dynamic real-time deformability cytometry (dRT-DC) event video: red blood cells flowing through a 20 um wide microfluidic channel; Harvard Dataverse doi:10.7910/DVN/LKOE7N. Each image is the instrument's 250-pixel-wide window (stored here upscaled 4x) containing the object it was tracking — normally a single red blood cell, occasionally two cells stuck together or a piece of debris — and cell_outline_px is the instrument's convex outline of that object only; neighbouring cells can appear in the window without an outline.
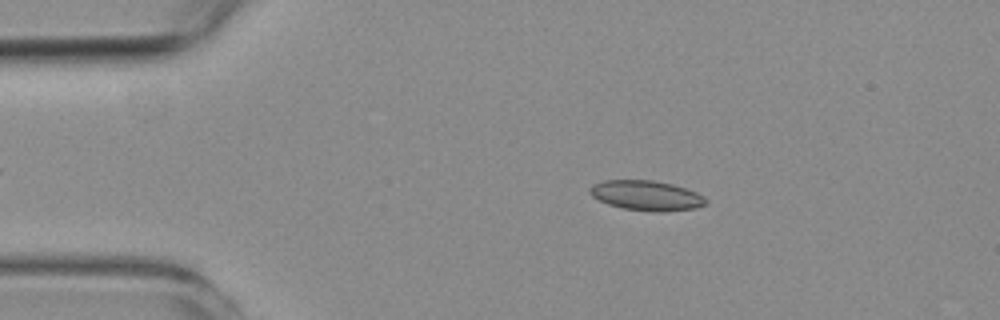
{"species": "common noctule bat (a hibernating species)", "species_latin": "Nyctalus noctula", "temperature_condition": "room temperature", "stored_images_in_passage": 47, "camera_frame_rate_fps": 3000, "um_per_image_px": 0.085, "animal": {"sex": "female", "body_mass_g": 19.3, "forearm_length_mm": 54.1}, "frame": {"image": 1, "passage_image": 3, "time_ms": 0.667, "image_size_px": [1000, 320], "cell_outline_px": [[708, 200], [704, 204], [696, 208], [660, 212], [656, 212], [624, 208], [608, 204], [592, 196], [588, 192], [588, 188], [592, 184], [604, 180], [652, 180], [672, 184], [696, 192], [704, 196]], "centroid_in_image_um": [54.92, 16.61], "position_along_channel_um": 30.1, "area_um2": 20.17}}
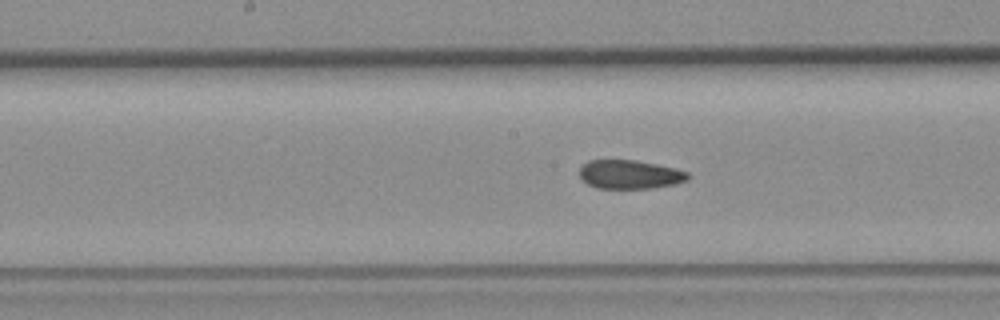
{"frame": {"image": 2, "passage_image": 20, "time_ms": 6.333, "image_size_px": [1000, 320], "cell_outline_px": [[688, 180], [676, 184], [652, 188], [596, 188], [588, 184], [580, 176], [580, 168], [588, 160], [632, 160], [656, 164], [688, 172]], "centroid_in_image_um": [53.53, 14.83], "position_along_channel_um": 194.7, "area_um2": 17.98}}
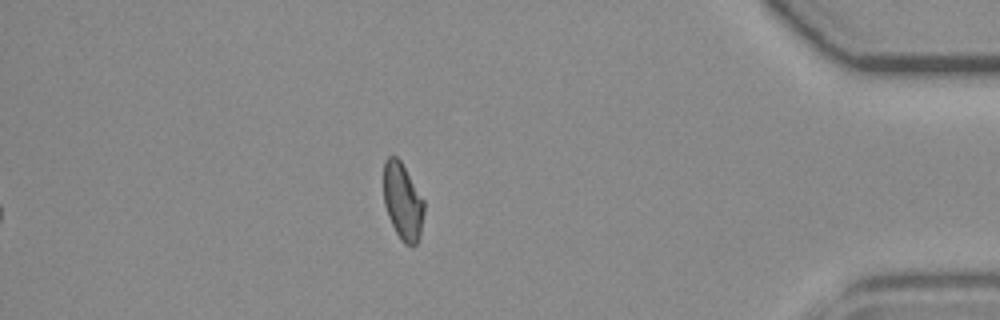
{"frame": {"image": 3, "passage_image": 40, "time_ms": 13.0, "image_size_px": [1000, 320], "cell_outline_px": [[424, 212], [420, 236], [416, 244], [412, 248], [404, 244], [400, 240], [388, 216], [384, 204], [384, 160], [388, 156], [396, 156], [400, 160], [424, 200]], "centroid_in_image_um": [34.23, 17.16], "position_along_channel_um": 401.0, "area_um2": 18.21}, "authors_computed_cell_mechanics": {"area_um2": 19.1318, "velocity_mm_per_s": 3.7736, "shape_relaxation_time_tau1_ms": null, "shape_relaxation_time_tau2_ms": 2.6253, "deformation_change_tau1": null, "deformation_change_tau2": 0.0694}}